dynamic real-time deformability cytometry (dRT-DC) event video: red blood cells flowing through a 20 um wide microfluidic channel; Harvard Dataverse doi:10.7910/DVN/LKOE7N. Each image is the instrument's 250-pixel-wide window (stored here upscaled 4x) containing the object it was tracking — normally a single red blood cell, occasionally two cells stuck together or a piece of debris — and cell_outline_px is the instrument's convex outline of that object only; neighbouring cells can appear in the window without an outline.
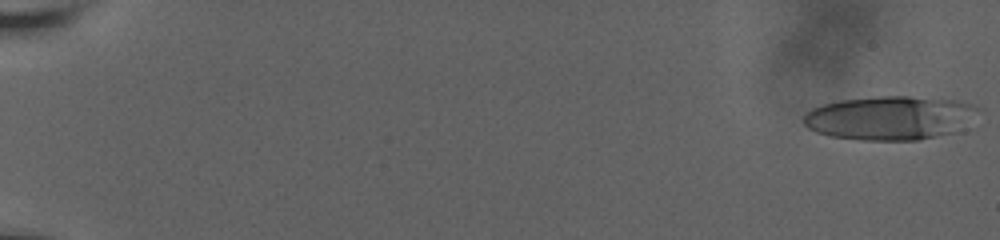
{"species": "human", "species_latin": "Homo sapiens", "temperature_condition": "room temperature", "stored_images_in_passage": 59, "camera_frame_rate_fps": 3000, "um_per_image_px": 0.085, "donor": {"sex": "male"}, "frame": {"image": 1, "passage_image": 1, "time_ms": 0.0, "image_size_px": [1000, 240], "cell_outline_px": [[980, 108], [952, 132], [916, 140], [860, 140], [832, 136], [816, 132], [808, 128], [804, 124], [804, 116], [812, 108], [824, 104], [840, 100], [880, 96], [908, 96], [956, 100], [972, 104]], "centroid_in_image_um": [75.55, 10.01], "position_along_channel_um": 9.4, "area_um2": 43.75}}
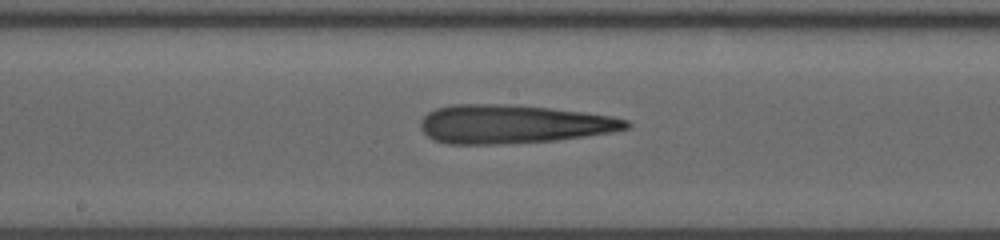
{"frame": {"image": 2, "passage_image": 34, "time_ms": 11.0, "image_size_px": [1000, 240], "cell_outline_px": [[632, 124], [628, 128], [612, 132], [556, 140], [500, 144], [448, 144], [432, 140], [420, 128], [420, 120], [428, 112], [436, 108], [452, 104], [504, 104], [548, 108], [584, 112], [612, 116], [628, 120]], "centroid_in_image_um": [43.59, 10.55], "position_along_channel_um": 204.6, "area_um2": 46.36}}
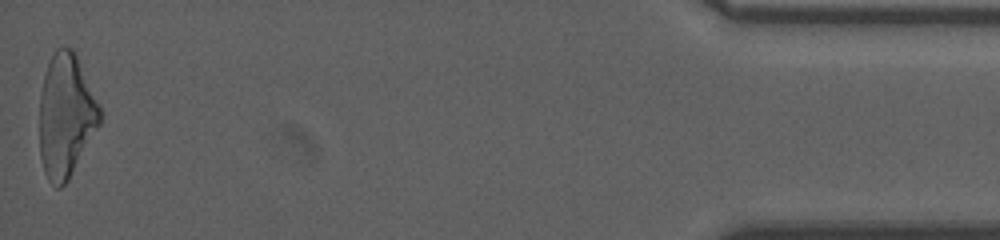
{"frame": {"image": 3, "passage_image": 59, "time_ms": 19.333, "image_size_px": [1000, 240], "cell_outline_px": [[104, 116], [100, 124], [68, 180], [60, 188], [56, 188], [48, 180], [44, 172], [40, 156], [40, 96], [44, 76], [48, 64], [56, 48], [72, 48], [76, 52]], "centroid_in_image_um": [5.61, 9.84], "position_along_channel_um": 429.6, "area_um2": 43.41}}